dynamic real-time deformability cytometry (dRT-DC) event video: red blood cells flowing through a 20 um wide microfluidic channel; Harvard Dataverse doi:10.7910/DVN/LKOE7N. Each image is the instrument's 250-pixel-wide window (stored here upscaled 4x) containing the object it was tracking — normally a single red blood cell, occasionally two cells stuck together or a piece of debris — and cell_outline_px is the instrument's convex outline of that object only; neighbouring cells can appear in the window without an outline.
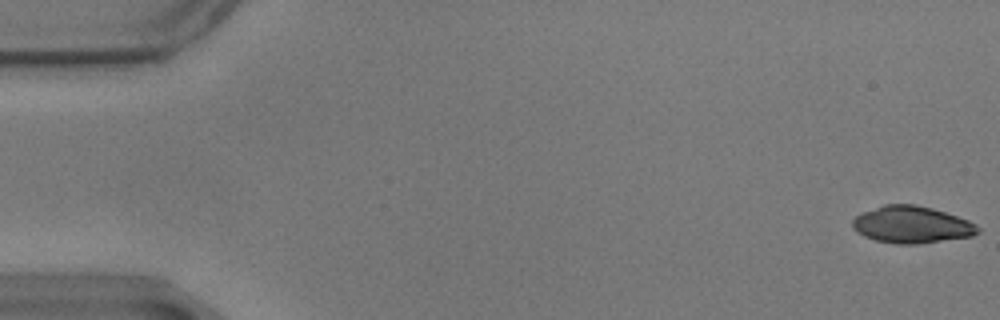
{"species": "common noctule bat (a hibernating species)", "species_latin": "Nyctalus noctula", "temperature_condition": "warm", "stored_images_in_passage": 7, "camera_frame_rate_fps": 3000, "um_per_image_px": 0.085, "animal": {"sex": "male", "body_mass_g": 17.9}, "frame": {"image": 1, "passage_image": 1, "time_ms": 0.0, "image_size_px": [1000, 320], "cell_outline_px": [[980, 232], [972, 236], [916, 244], [896, 244], [876, 240], [864, 236], [852, 228], [852, 220], [860, 212], [884, 204], [916, 204], [932, 208], [968, 220], [976, 224], [980, 228]], "centroid_in_image_um": [77.47, 19.09], "position_along_channel_um": 7.5, "area_um2": 27.05}}